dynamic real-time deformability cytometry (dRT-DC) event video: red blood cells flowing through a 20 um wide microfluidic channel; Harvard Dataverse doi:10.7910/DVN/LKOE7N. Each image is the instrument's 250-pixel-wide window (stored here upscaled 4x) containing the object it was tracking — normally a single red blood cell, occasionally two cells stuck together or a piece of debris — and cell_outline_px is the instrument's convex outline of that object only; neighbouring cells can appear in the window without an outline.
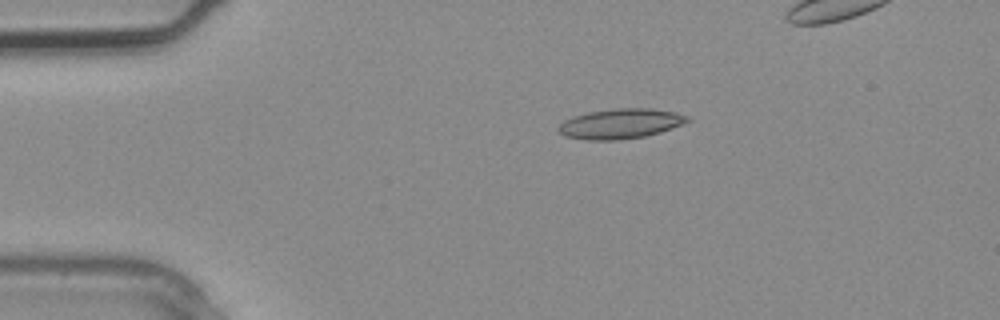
{"species": "common noctule bat (a hibernating species)", "species_latin": "Nyctalus noctula", "temperature_condition": "warm", "stored_images_in_passage": 2, "camera_frame_rate_fps": 3000, "um_per_image_px": 0.085, "animal": {"sex": "male", "body_mass_g": 20.4}, "frame": {"image": 1, "passage_image": 2, "time_ms": 0.333, "image_size_px": [1000, 320], "cell_outline_px": [[692, 120], [672, 128], [660, 132], [644, 136], [616, 140], [588, 140], [564, 136], [556, 128], [564, 120], [572, 116], [588, 112], [616, 108], [652, 108], [676, 112], [688, 116]], "centroid_in_image_um": [52.74, 10.5], "position_along_channel_um": 32.3, "area_um2": 22.6}}